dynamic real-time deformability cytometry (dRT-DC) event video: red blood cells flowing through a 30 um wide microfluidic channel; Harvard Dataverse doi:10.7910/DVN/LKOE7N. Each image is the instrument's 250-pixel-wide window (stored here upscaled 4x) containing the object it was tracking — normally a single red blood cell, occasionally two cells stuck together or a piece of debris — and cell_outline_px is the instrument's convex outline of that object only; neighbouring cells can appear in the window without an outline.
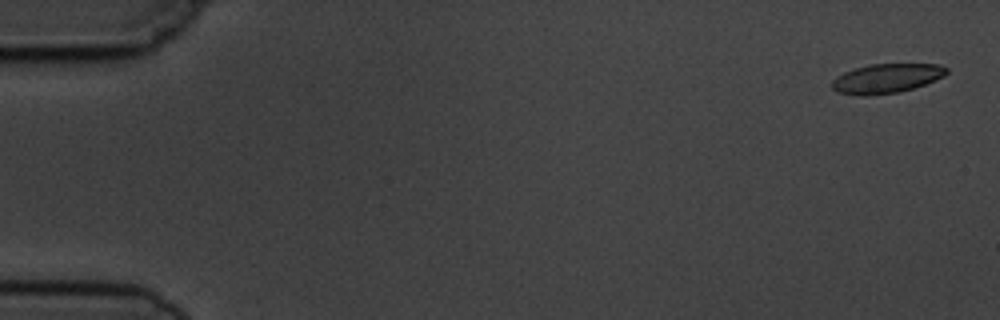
{"species": "common noctule bat (a hibernating species)", "species_latin": "Nyctalus noctula", "temperature_condition": "cold", "stored_images_in_passage": 3, "camera_frame_rate_fps": 3000, "um_per_image_px": 0.085, "animal": {"sex": "male", "body_mass_g": 19.5, "forearm_length_mm": 54.6}, "frame": {"image": 1, "passage_image": 1, "time_ms": 0.0, "image_size_px": [1000, 320], "cell_outline_px": [[948, 72], [944, 76], [924, 84], [900, 92], [864, 96], [860, 96], [836, 92], [832, 88], [832, 80], [836, 76], [844, 72], [856, 68], [872, 64], [940, 64], [948, 68]], "centroid_in_image_um": [75.33, 6.67], "position_along_channel_um": 9.7, "area_um2": 19.59}}